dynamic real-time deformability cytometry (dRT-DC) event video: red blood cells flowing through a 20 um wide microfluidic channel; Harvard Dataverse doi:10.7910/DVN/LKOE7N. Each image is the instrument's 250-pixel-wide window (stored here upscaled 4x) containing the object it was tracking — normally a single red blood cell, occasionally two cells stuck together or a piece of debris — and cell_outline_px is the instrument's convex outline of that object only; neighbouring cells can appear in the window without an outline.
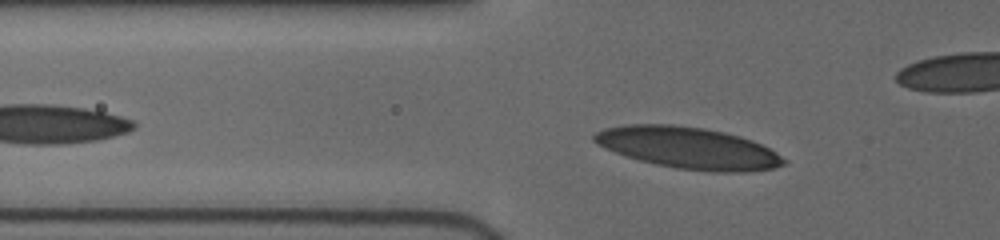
{"species": "human", "species_latin": "Homo sapiens", "temperature_condition": "cold", "stored_images_in_passage": 37, "camera_frame_rate_fps": 3000, "um_per_image_px": 0.085, "donor": {"sex": "female"}, "frame": {"image": 1, "passage_image": 21, "time_ms": 3.0, "image_size_px": [1000, 240], "cell_outline_px": [[784, 164], [772, 168], [744, 172], [712, 172], [676, 168], [656, 164], [640, 160], [616, 152], [592, 140], [592, 136], [596, 132], [604, 128], [624, 124], [672, 124], [704, 128], [724, 132], [740, 136], [752, 140], [776, 152], [784, 160]], "centroid_in_image_um": [58.5, 12.56], "position_along_channel_um": 67.3, "area_um2": 45.55}}
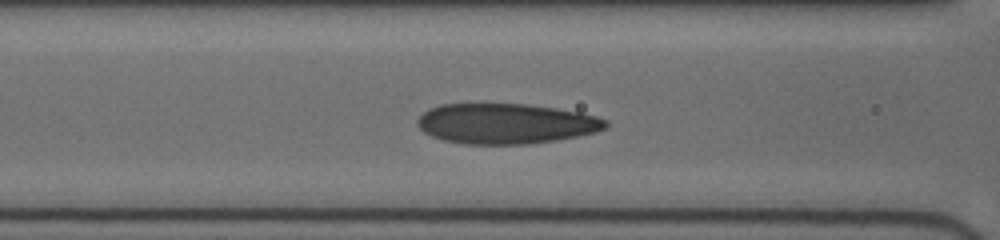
{"frame": {"image": 2, "passage_image": 31, "time_ms": 4.667, "image_size_px": [1000, 240], "cell_outline_px": [[608, 128], [596, 132], [576, 136], [528, 144], [464, 144], [444, 140], [432, 136], [424, 132], [416, 124], [416, 120], [428, 108], [440, 104], [524, 104], [556, 108], [580, 112], [596, 116], [608, 120]], "centroid_in_image_um": [42.99, 10.5], "position_along_channel_um": 123.6, "area_um2": 44.22}}